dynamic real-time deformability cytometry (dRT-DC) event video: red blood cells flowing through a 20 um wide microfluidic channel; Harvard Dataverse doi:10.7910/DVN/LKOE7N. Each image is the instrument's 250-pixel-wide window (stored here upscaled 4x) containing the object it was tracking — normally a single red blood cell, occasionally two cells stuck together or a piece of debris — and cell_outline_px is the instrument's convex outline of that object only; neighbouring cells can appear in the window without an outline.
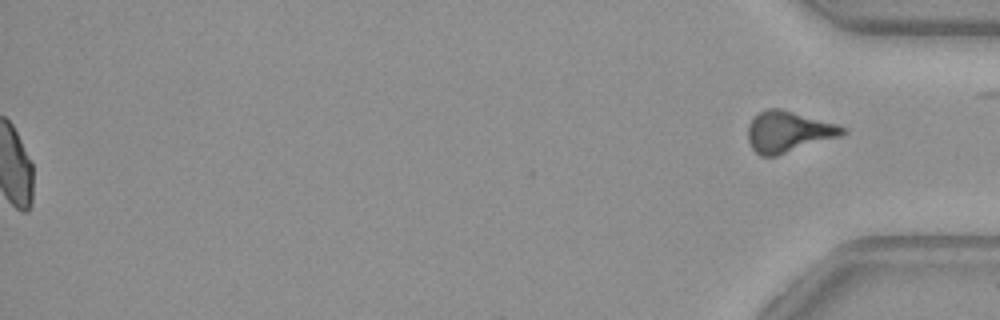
{"species": "common noctule bat (a hibernating species)", "species_latin": "Nyctalus noctula", "temperature_condition": "warm", "stored_images_in_passage": 49, "segment_of_instrument_passage": [2, 2], "camera_frame_rate_fps": 3000, "um_per_image_px": 0.085, "animal": {"sex": "female", "body_mass_g": 29.2, "forearm_length_mm": 56.3}, "frame": {"image": 1, "passage_image": 49, "time_ms": 16.0, "image_size_px": [1000, 320], "cell_outline_px": [[848, 132], [840, 136], [776, 156], [760, 156], [752, 148], [748, 140], [748, 124], [760, 112], [768, 108], [780, 108], [836, 124], [844, 128]], "centroid_in_image_um": [66.99, 11.2], "position_along_channel_um": 368.2, "area_um2": 22.31}}